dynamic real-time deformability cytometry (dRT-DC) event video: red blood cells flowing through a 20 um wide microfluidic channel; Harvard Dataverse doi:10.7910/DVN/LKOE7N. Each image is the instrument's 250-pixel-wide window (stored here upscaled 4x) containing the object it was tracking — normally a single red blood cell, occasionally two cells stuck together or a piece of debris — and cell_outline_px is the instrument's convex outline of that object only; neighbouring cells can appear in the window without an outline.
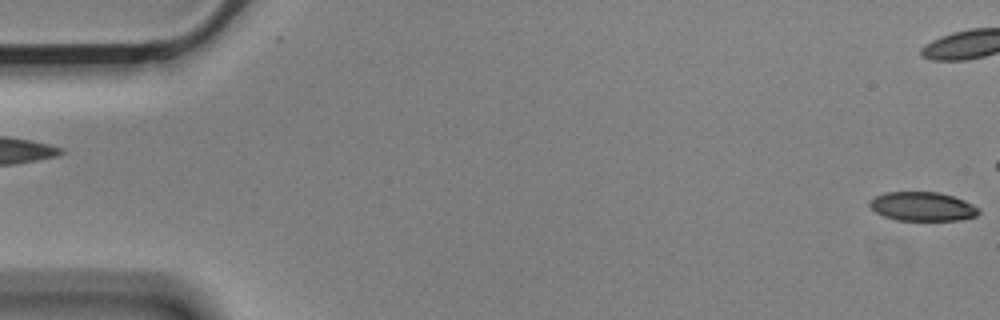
{"species": "Egyptian fruit bat (a non-hibernating species)", "species_latin": "Rousettus aegyptiacus", "temperature_condition": "cold", "stored_images_in_passage": 5, "segment_of_instrument_passage": [2, 2], "camera_frame_rate_fps": 3000, "um_per_image_px": 0.085, "animal": {"sex": "male"}, "frame": {"image": 1, "passage_image": 5, "time_ms": 1.333, "image_size_px": [1000, 320], "cell_outline_px": [[980, 212], [976, 216], [960, 220], [896, 220], [884, 216], [876, 212], [868, 204], [868, 200], [884, 192], [940, 192], [964, 200], [980, 208]], "centroid_in_image_um": [78.41, 17.55], "position_along_channel_um": 6.6, "area_um2": 18.5}}